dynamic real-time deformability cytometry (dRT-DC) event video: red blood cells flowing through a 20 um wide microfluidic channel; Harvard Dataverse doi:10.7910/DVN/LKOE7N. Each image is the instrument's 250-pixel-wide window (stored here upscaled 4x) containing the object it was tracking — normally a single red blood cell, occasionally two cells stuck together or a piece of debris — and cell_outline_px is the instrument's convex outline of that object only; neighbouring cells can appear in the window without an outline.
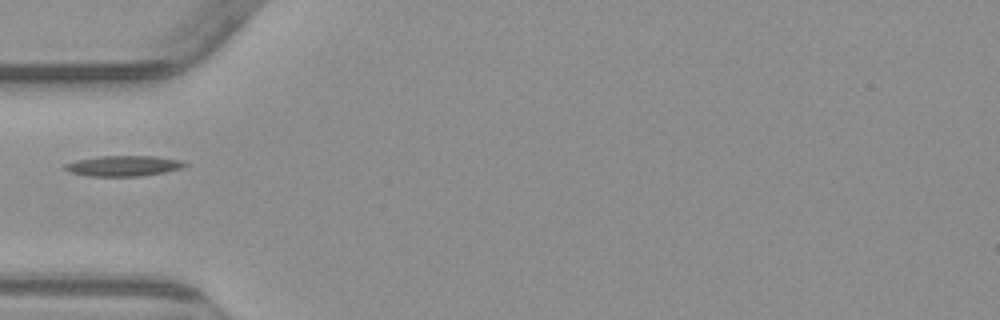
{"species": "common noctule bat (a hibernating species)", "species_latin": "Nyctalus noctula", "temperature_condition": "warm", "stored_images_in_passage": 5, "segment_of_instrument_passage": [2, 2], "camera_frame_rate_fps": 3000, "um_per_image_px": 0.085, "animal": {"sex": "male", "body_mass_g": 23.1, "forearm_length_mm": 52.7}, "frame": {"image": 1, "passage_image": 5, "time_ms": 4.667, "image_size_px": [1000, 320], "cell_outline_px": [[188, 164], [184, 168], [164, 172], [140, 176], [88, 176], [68, 172], [64, 168], [64, 164], [76, 160], [100, 156], [152, 156], [184, 160]], "centroid_in_image_um": [10.51, 14.1], "position_along_channel_um": 74.5, "area_um2": 14.45}}